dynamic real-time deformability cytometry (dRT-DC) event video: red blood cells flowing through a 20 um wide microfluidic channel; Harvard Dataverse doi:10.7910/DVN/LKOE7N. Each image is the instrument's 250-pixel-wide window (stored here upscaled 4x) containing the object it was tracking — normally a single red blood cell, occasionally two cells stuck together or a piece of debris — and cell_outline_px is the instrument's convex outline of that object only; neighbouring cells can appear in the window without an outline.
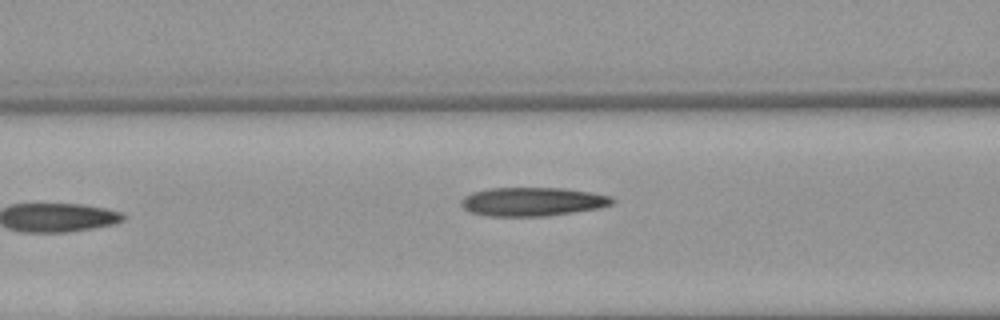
{"species": "Egyptian fruit bat (a non-hibernating species)", "species_latin": "Rousettus aegyptiacus", "temperature_condition": "warm", "stored_images_in_passage": 7, "camera_frame_rate_fps": 3000, "um_per_image_px": 0.085, "animal": {"sex": "female"}, "frame": {"image": 1, "passage_image": 6, "time_ms": 6.0, "image_size_px": [1000, 320], "cell_outline_px": [[616, 200], [612, 204], [600, 208], [544, 216], [488, 216], [468, 212], [460, 204], [460, 200], [464, 196], [472, 192], [488, 188], [564, 188], [592, 192], [612, 196]], "centroid_in_image_um": [45.25, 17.13], "position_along_channel_um": 121.3, "area_um2": 25.49}}